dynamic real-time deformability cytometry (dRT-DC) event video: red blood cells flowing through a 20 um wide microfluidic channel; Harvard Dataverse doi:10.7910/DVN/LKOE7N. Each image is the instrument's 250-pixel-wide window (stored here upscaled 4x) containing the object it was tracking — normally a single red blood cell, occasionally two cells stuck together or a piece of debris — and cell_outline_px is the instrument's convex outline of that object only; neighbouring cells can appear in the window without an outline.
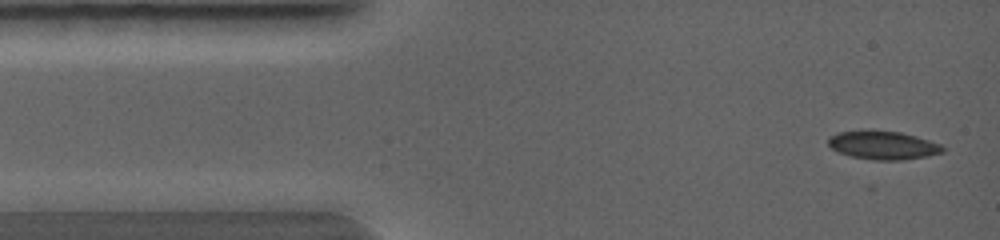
{"species": "common noctule bat (a hibernating species)", "species_latin": "Nyctalus noctula", "temperature_condition": "warm", "stored_images_in_passage": 27, "camera_frame_rate_fps": 5000, "um_per_image_px": 0.085, "animal": {"sex": "female", "body_mass_g": 19.0, "forearm_length_mm": 56.7}, "frame": {"image": 1, "passage_image": 1, "time_ms": 0.0, "image_size_px": [1000, 240], "cell_outline_px": [[944, 152], [928, 156], [904, 160], [872, 160], [852, 156], [836, 152], [828, 144], [828, 136], [836, 132], [900, 132], [916, 136], [940, 144], [944, 148]], "centroid_in_image_um": [75.06, 12.37], "position_along_channel_um": 9.9, "area_um2": 18.61}}
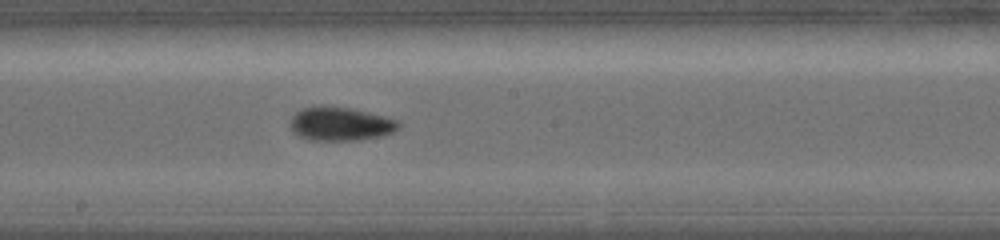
{"frame": {"image": 2, "passage_image": 13, "time_ms": 4.2, "image_size_px": [1000, 240], "cell_outline_px": [[400, 128], [392, 132], [380, 136], [360, 140], [308, 140], [296, 136], [292, 132], [288, 124], [292, 116], [296, 112], [304, 108], [320, 104], [352, 108], [400, 120]], "centroid_in_image_um": [28.89, 10.52], "position_along_channel_um": 219.3, "area_um2": 21.79}}
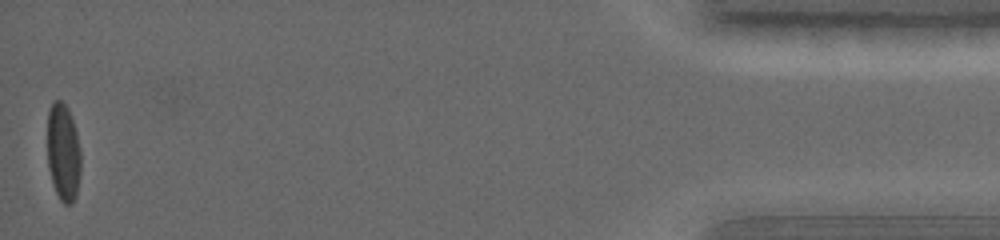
{"frame": {"image": 3, "passage_image": 27, "time_ms": 9.0, "image_size_px": [1000, 240], "cell_outline_px": [[80, 172], [76, 196], [72, 204], [64, 204], [60, 200], [52, 184], [48, 168], [48, 112], [52, 100], [60, 100], [68, 108], [76, 132], [80, 152]], "centroid_in_image_um": [5.36, 12.97], "position_along_channel_um": 429.8, "area_um2": 19.02}}